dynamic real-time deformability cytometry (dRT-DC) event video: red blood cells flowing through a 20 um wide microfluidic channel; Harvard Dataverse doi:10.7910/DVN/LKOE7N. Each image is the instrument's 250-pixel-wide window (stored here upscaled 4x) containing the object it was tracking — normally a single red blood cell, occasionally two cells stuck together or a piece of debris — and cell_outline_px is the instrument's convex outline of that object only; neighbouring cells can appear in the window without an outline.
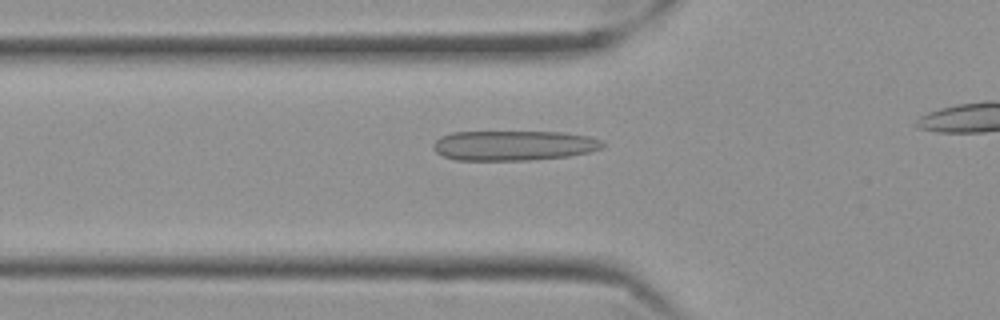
{"species": "Egyptian fruit bat (a non-hibernating species)", "species_latin": "Rousettus aegyptiacus", "temperature_condition": "cold", "stored_images_in_passage": 26, "camera_frame_rate_fps": 3000, "um_per_image_px": 0.085, "frame": {"image": 1, "passage_image": 7, "time_ms": 2.0, "image_size_px": [1000, 320], "cell_outline_px": [[604, 148], [588, 152], [568, 156], [528, 160], [456, 160], [444, 156], [436, 152], [432, 148], [432, 144], [440, 136], [452, 132], [564, 132], [592, 136], [600, 140], [604, 144]], "centroid_in_image_um": [43.66, 12.36], "position_along_channel_um": 82.1, "area_um2": 29.71}}
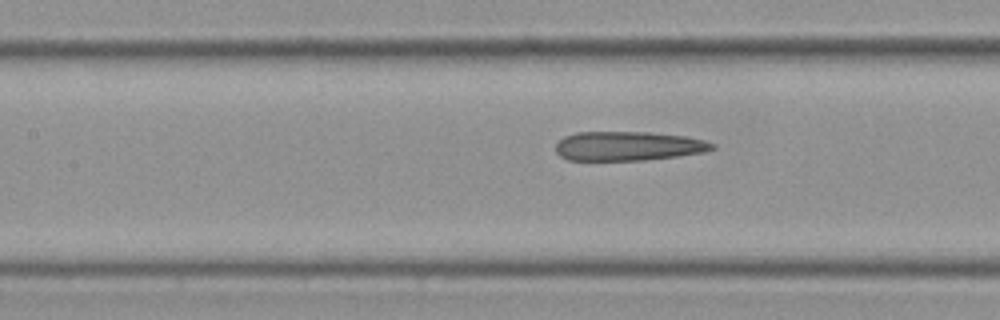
{"frame": {"image": 2, "passage_image": 13, "time_ms": 4.0, "image_size_px": [1000, 320], "cell_outline_px": [[716, 148], [704, 152], [676, 156], [644, 160], [568, 160], [560, 156], [556, 152], [556, 144], [564, 136], [576, 132], [648, 132], [688, 136], [704, 140], [716, 144]], "centroid_in_image_um": [53.41, 12.41], "position_along_channel_um": 154.0, "area_um2": 26.76}}
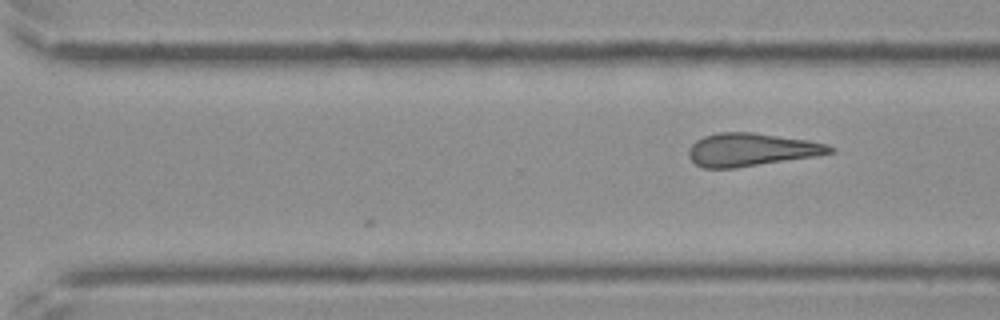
{"frame": {"image": 3, "passage_image": 26, "time_ms": 8.333, "image_size_px": [1000, 320], "cell_outline_px": [[836, 152], [820, 156], [736, 168], [704, 168], [696, 164], [688, 156], [688, 148], [696, 140], [704, 136], [716, 132], [752, 132], [808, 140], [828, 144], [836, 148]], "centroid_in_image_um": [63.91, 12.72], "position_along_channel_um": 306.7, "area_um2": 27.57}}